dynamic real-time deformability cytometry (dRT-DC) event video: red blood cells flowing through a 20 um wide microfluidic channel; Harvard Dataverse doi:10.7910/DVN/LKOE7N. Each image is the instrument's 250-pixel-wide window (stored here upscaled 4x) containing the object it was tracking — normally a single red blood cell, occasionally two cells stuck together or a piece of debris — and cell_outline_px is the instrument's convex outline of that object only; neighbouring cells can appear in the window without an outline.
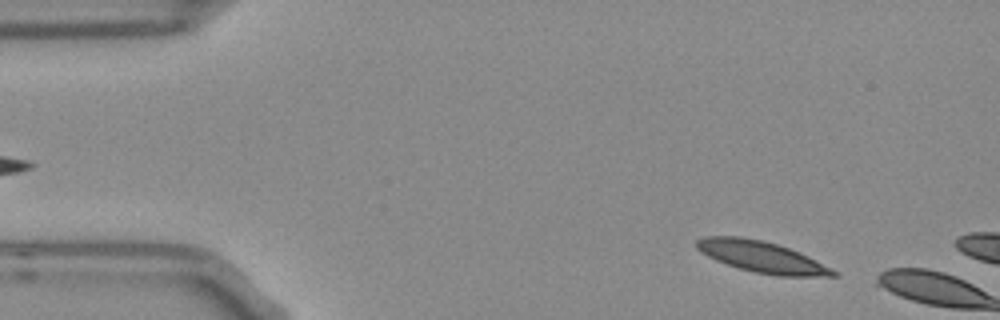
{"species": "Egyptian fruit bat (a non-hibernating species)", "species_latin": "Rousettus aegyptiacus", "temperature_condition": "room temperature", "stored_images_in_passage": 6, "camera_frame_rate_fps": 3000, "um_per_image_px": 0.085, "frame": {"image": 1, "passage_image": 4, "time_ms": 1.0, "image_size_px": [1000, 320], "cell_outline_px": [[840, 276], [776, 276], [756, 272], [740, 268], [716, 260], [700, 252], [696, 248], [696, 240], [704, 236], [740, 236], [760, 240], [776, 244], [800, 252], [840, 272]], "centroid_in_image_um": [64.77, 21.84], "position_along_channel_um": 20.2, "area_um2": 24.8}}